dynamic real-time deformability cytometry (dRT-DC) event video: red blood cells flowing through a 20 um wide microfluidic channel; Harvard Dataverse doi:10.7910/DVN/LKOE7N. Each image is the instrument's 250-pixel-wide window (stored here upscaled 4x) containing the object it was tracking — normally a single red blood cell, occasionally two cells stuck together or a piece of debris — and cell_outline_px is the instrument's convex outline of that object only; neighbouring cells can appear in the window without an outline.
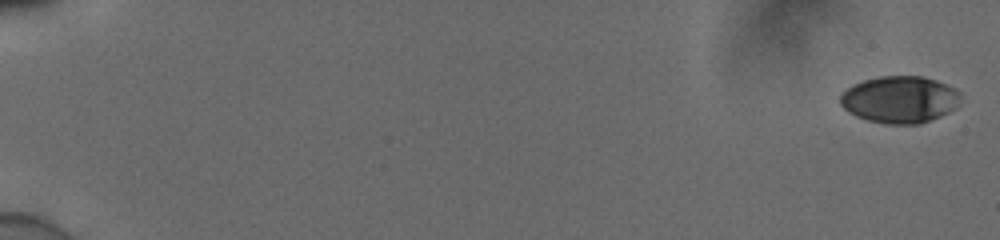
{"species": "human", "species_latin": "Homo sapiens", "temperature_condition": "cold", "stored_images_in_passage": 19, "camera_frame_rate_fps": 3000, "um_per_image_px": 0.085, "donor": {"sex": "male"}, "frame": {"image": 1, "passage_image": 1, "time_ms": 0.0, "image_size_px": [1000, 240], "cell_outline_px": [[960, 96], [952, 108], [948, 112], [940, 116], [920, 124], [888, 124], [868, 120], [856, 116], [848, 112], [840, 104], [840, 96], [852, 84], [864, 80], [880, 76], [924, 76], [936, 80], [956, 88], [960, 92]], "centroid_in_image_um": [76.45, 8.45], "position_along_channel_um": 8.5, "area_um2": 32.77}}
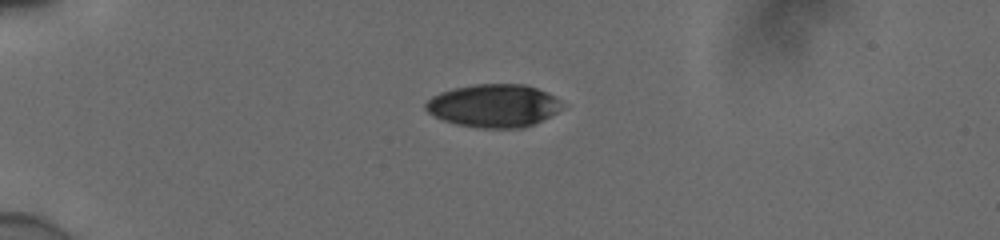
{"frame": {"image": 2, "passage_image": 14, "time_ms": 4.333, "image_size_px": [1000, 240], "cell_outline_px": [[560, 108], [556, 112], [524, 128], [480, 128], [456, 124], [444, 120], [428, 112], [424, 108], [424, 104], [432, 96], [440, 92], [456, 88], [476, 84], [524, 84], [548, 92], [560, 100]], "centroid_in_image_um": [41.93, 8.98], "position_along_channel_um": 43.1, "area_um2": 33.87}}
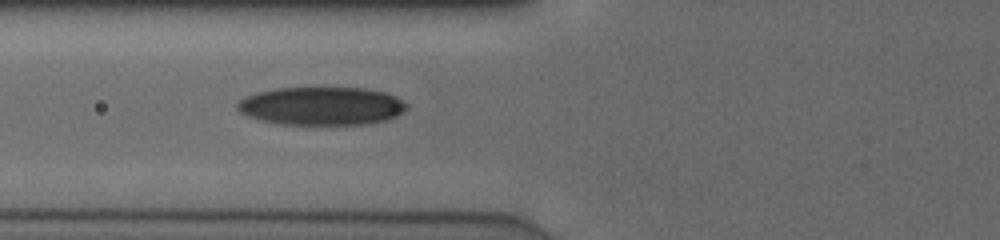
{"frame": {"image": 3, "passage_image": 19, "time_ms": 6.0, "image_size_px": [1000, 240], "cell_outline_px": [[408, 108], [404, 112], [388, 120], [368, 124], [280, 124], [260, 120], [248, 116], [240, 112], [236, 108], [236, 104], [240, 100], [248, 96], [260, 92], [276, 88], [364, 88], [384, 92], [408, 104]], "centroid_in_image_um": [27.35, 9.02], "position_along_channel_um": 98.5, "area_um2": 37.57}}